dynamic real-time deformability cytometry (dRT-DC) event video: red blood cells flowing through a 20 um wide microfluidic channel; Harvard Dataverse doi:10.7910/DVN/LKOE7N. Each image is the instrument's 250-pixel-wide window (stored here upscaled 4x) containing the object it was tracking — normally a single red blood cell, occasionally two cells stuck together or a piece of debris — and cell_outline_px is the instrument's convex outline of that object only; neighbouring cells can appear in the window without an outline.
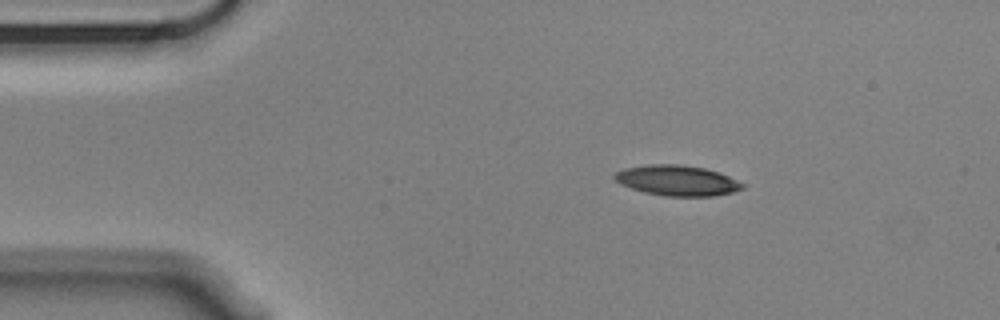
{"species": "Egyptian fruit bat (a non-hibernating species)", "species_latin": "Rousettus aegyptiacus", "temperature_condition": "cold", "stored_images_in_passage": 5, "camera_frame_rate_fps": 3000, "um_per_image_px": 0.085, "animal": {"sex": "male"}, "frame": {"image": 1, "passage_image": 1, "time_ms": 0.0, "image_size_px": [1000, 320], "cell_outline_px": [[732, 188], [720, 192], [664, 192], [652, 168], [688, 168], [708, 172], [720, 176]], "centroid_in_image_um": [58.62, 15.36], "position_along_channel_um": 26.4, "area_um2": 10.64}}